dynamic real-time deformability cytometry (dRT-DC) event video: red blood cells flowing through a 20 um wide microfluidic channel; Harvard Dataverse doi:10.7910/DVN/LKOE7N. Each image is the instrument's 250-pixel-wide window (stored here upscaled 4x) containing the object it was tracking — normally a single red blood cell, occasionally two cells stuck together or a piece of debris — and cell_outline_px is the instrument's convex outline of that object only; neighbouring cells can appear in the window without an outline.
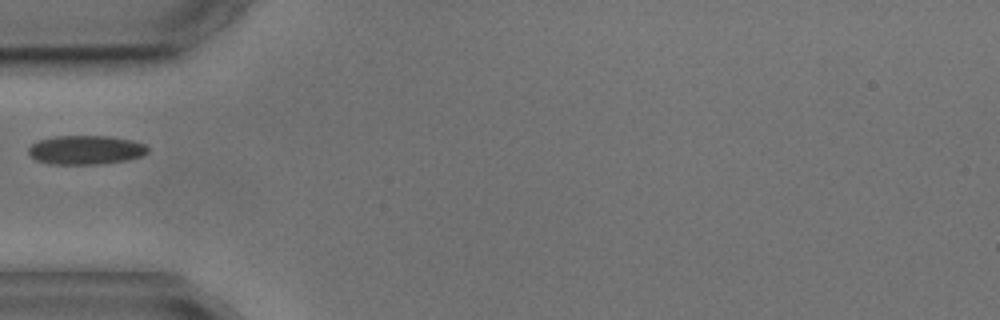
{"species": "common noctule bat (a hibernating species)", "species_latin": "Nyctalus noctula", "temperature_condition": "cold", "stored_images_in_passage": 1, "camera_frame_rate_fps": 3000, "um_per_image_px": 0.085, "animal": {"sex": "male", "body_mass_g": 17.9, "forearm_length_mm": 54.2}, "frame": {"image": 1, "passage_image": 1, "time_ms": 0.0, "image_size_px": [1000, 320], "cell_outline_px": [[148, 152], [144, 156], [128, 160], [100, 164], [48, 164], [36, 160], [28, 152], [28, 148], [36, 140], [56, 136], [108, 136], [132, 140], [144, 144], [148, 148]], "centroid_in_image_um": [7.29, 12.75], "position_along_channel_um": 77.7, "area_um2": 20.35}}